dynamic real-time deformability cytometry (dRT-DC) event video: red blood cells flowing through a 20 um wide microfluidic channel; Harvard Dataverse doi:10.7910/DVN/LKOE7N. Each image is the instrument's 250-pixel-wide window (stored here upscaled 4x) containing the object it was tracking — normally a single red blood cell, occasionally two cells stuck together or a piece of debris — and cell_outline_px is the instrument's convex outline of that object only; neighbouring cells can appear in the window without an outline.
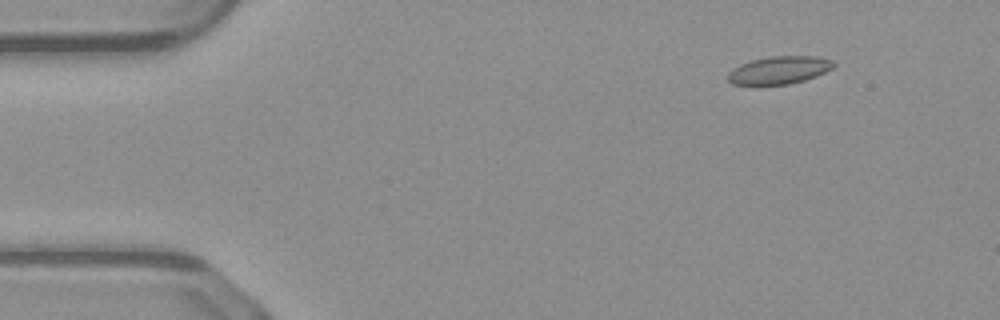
{"species": "common noctule bat (a hibernating species)", "species_latin": "Nyctalus noctula", "temperature_condition": "warm", "stored_images_in_passage": 51, "camera_frame_rate_fps": 3000, "um_per_image_px": 0.085, "animal": {"sex": "male", "body_mass_g": 23.1, "forearm_length_mm": 52.7}, "frame": {"image": 1, "passage_image": 6, "time_ms": 1.667, "image_size_px": [1000, 320], "cell_outline_px": [[836, 64], [832, 68], [816, 76], [804, 80], [788, 84], [756, 88], [732, 84], [728, 80], [728, 72], [732, 68], [740, 64], [752, 60], [772, 56], [816, 56], [832, 60]], "centroid_in_image_um": [66.15, 6.01], "position_along_channel_um": 18.9, "area_um2": 17.74}}
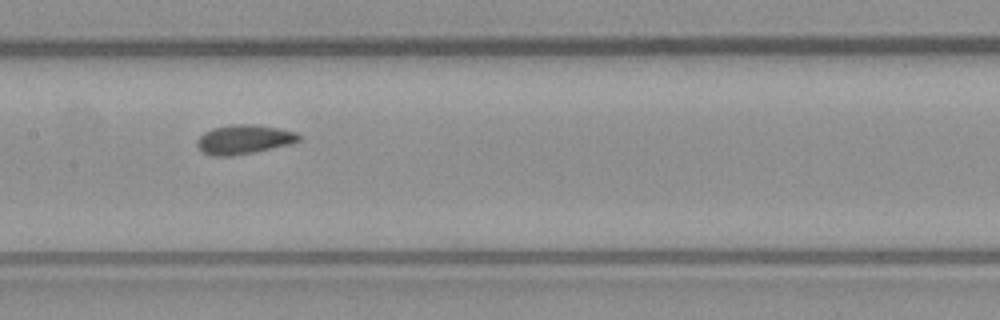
{"frame": {"image": 2, "passage_image": 25, "time_ms": 8.0, "image_size_px": [1000, 320], "cell_outline_px": [[300, 140], [288, 144], [252, 152], [228, 156], [212, 156], [204, 152], [196, 144], [196, 140], [204, 132], [212, 128], [232, 124], [252, 124], [280, 128], [296, 132], [300, 136]], "centroid_in_image_um": [20.71, 11.83], "position_along_channel_um": 186.7, "area_um2": 17.11}}
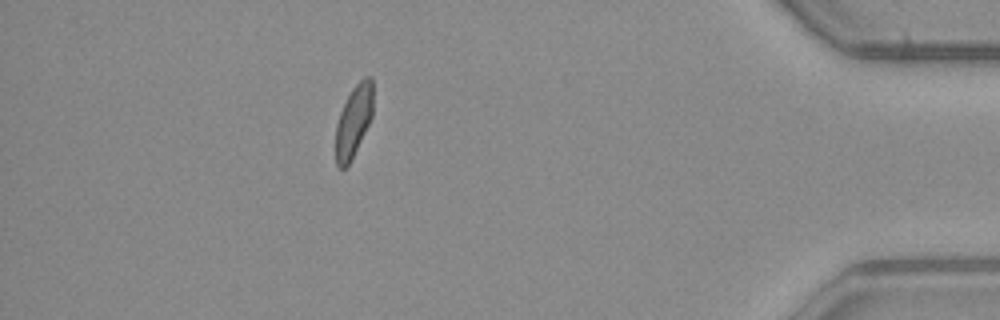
{"frame": {"image": 3, "passage_image": 45, "time_ms": 14.667, "image_size_px": [1000, 320], "cell_outline_px": [[372, 116], [348, 164], [344, 168], [336, 168], [336, 124], [340, 112], [352, 88], [364, 76], [372, 76]], "centroid_in_image_um": [30.04, 10.25], "position_along_channel_um": 405.2, "area_um2": 15.2}, "authors_computed_cell_mechanics": {"area_um2": 17.051, "velocity_mm_per_s": 4.0883, "shape_relaxation_time_tau1_ms": 9.2948, "shape_relaxation_time_tau2_ms": 1.4918, "deformation_change_tau1": 0.146, "deformation_change_tau2": 0.0723}}